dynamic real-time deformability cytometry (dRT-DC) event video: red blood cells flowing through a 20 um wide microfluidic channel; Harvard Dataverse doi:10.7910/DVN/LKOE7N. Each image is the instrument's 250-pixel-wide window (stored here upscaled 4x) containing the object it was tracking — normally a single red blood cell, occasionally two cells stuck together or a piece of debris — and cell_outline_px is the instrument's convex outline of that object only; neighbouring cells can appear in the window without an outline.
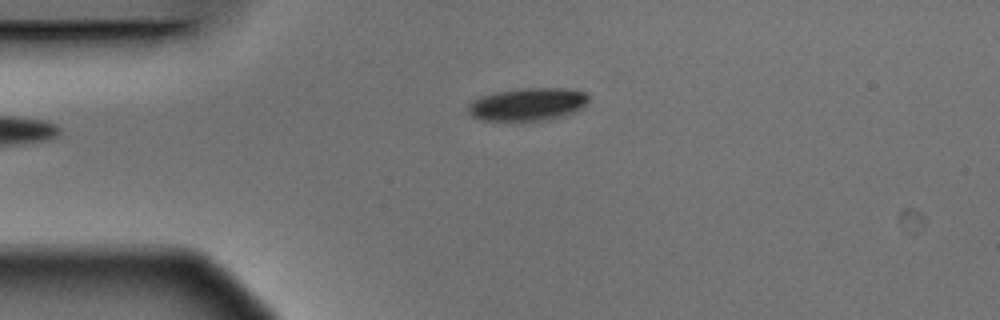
{"species": "Egyptian fruit bat (a non-hibernating species)", "species_latin": "Rousettus aegyptiacus", "temperature_condition": "warm", "stored_images_in_passage": 5, "camera_frame_rate_fps": 3000, "um_per_image_px": 0.085, "animal": {"sex": "male"}, "frame": {"image": 1, "passage_image": 5, "time_ms": 1.333, "image_size_px": [1000, 320], "cell_outline_px": [[588, 100], [584, 108], [564, 116], [548, 120], [480, 120], [472, 116], [468, 112], [468, 104], [484, 96], [496, 92], [528, 88], [564, 88], [584, 92], [588, 96]], "centroid_in_image_um": [44.9, 8.87], "position_along_channel_um": 40.1, "area_um2": 22.77}}